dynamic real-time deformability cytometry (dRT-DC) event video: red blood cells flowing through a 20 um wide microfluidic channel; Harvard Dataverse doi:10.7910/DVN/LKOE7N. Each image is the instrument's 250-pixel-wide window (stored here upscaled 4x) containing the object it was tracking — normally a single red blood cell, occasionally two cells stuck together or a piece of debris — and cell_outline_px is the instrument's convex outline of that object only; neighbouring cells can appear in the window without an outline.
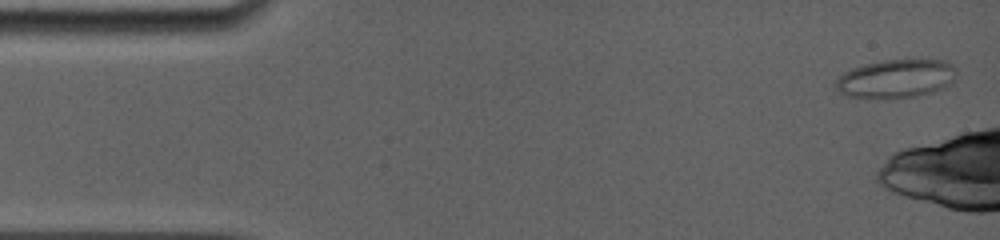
{"species": "common noctule bat (a hibernating species)", "species_latin": "Nyctalus noctula", "temperature_condition": "room temperature", "stored_images_in_passage": 17, "camera_frame_rate_fps": 5000, "um_per_image_px": 0.085, "animal": {"sex": "female", "body_mass_g": 19.0, "forearm_length_mm": 56.7}, "frame": {"image": 1, "passage_image": 1, "time_ms": 0.0, "image_size_px": [1000, 240], "cell_outline_px": [[952, 80], [948, 84], [932, 92], [916, 96], [888, 100], [844, 96], [836, 88], [836, 80], [844, 72], [852, 68], [864, 64], [884, 60], [948, 60], [952, 64]], "centroid_in_image_um": [76.07, 6.71], "position_along_channel_um": 8.9, "area_um2": 27.05}}